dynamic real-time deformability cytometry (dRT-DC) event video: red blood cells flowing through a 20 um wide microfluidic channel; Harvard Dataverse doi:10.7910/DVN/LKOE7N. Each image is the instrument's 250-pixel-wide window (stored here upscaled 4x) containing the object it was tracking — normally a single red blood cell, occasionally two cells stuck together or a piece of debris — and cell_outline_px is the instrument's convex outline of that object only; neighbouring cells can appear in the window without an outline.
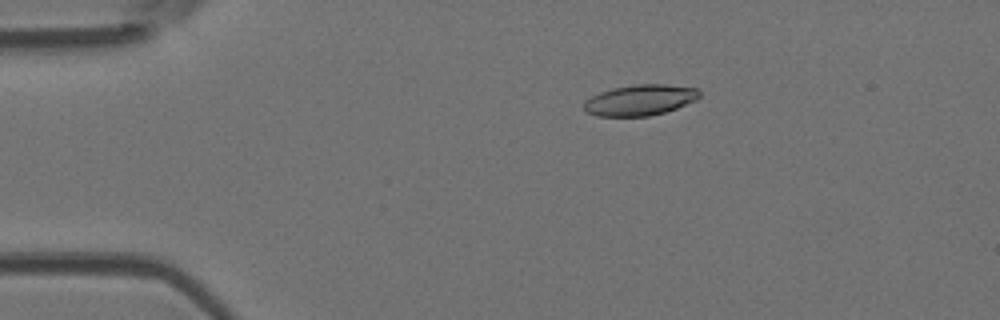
{"species": "Egyptian fruit bat (a non-hibernating species)", "species_latin": "Rousettus aegyptiacus", "temperature_condition": "room temperature", "stored_images_in_passage": 4, "camera_frame_rate_fps": 3000, "um_per_image_px": 0.085, "animal": {"sex": "female"}, "frame": {"image": 1, "passage_image": 3, "time_ms": 0.667, "image_size_px": [1000, 320], "cell_outline_px": [[700, 96], [696, 100], [676, 108], [664, 112], [648, 116], [596, 116], [588, 112], [584, 108], [584, 100], [600, 92], [612, 88], [636, 84], [664, 84], [696, 88], [700, 92]], "centroid_in_image_um": [54.39, 8.5], "position_along_channel_um": 30.6, "area_um2": 20.63}}